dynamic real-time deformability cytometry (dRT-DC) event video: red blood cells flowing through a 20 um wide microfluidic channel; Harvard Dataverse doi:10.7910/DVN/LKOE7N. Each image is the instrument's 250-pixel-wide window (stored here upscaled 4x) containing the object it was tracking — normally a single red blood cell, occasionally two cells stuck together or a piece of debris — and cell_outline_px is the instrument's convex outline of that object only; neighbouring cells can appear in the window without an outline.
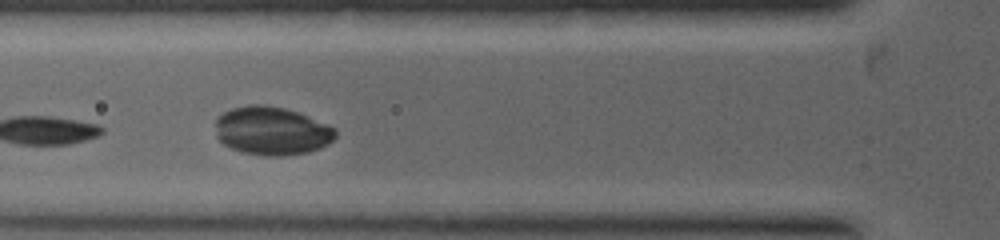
{"species": "common noctule bat (a hibernating species)", "species_latin": "Nyctalus noctula", "temperature_condition": "warm", "stored_images_in_passage": 12, "camera_frame_rate_fps": 5000, "um_per_image_px": 0.085, "animal": {"sex": "female", "body_mass_g": 19.0, "forearm_length_mm": 53.3}, "frame": {"image": 1, "passage_image": 3, "time_ms": 1.0, "image_size_px": [1000, 240], "cell_outline_px": [[336, 136], [328, 144], [320, 148], [308, 152], [280, 156], [264, 156], [240, 152], [224, 144], [216, 136], [216, 116], [232, 108], [248, 104], [264, 104], [284, 108], [308, 116], [328, 124], [336, 128]], "centroid_in_image_um": [23.09, 11.12], "position_along_channel_um": 102.7, "area_um2": 34.04}}